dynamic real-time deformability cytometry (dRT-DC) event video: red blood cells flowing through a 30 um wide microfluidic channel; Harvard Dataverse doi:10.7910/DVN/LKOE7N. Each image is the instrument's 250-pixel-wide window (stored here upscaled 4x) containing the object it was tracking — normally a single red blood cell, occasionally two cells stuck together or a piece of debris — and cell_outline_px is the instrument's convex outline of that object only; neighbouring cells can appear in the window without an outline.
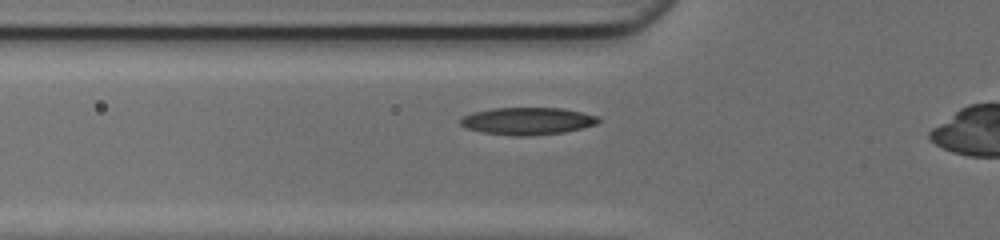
{"species": "common noctule bat (a hibernating species)", "species_latin": "Nyctalus noctula", "temperature_condition": "cold", "stored_images_in_passage": 35, "camera_frame_rate_fps": 3000, "um_per_image_px": 0.085, "animal": {"sex": "female", "body_mass_g": 17.0, "forearm_length_mm": 48.0}, "frame": {"image": 1, "passage_image": 9, "time_ms": 2.667, "image_size_px": [1000, 240], "cell_outline_px": [[600, 120], [596, 124], [564, 132], [528, 136], [512, 136], [480, 132], [468, 128], [460, 124], [460, 120], [464, 116], [472, 112], [492, 108], [560, 108], [600, 116]], "centroid_in_image_um": [44.82, 10.29], "position_along_channel_um": 81.0, "area_um2": 21.91}}
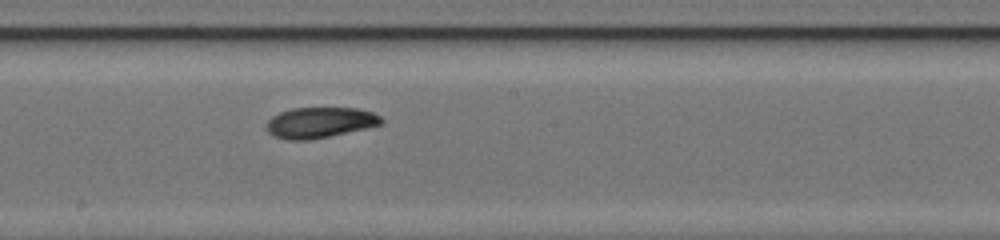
{"frame": {"image": 2, "passage_image": 19, "time_ms": 6.0, "image_size_px": [1000, 240], "cell_outline_px": [[384, 124], [328, 136], [308, 140], [288, 140], [272, 136], [264, 128], [268, 120], [272, 116], [280, 112], [292, 108], [356, 108], [372, 112], [380, 116], [384, 120]], "centroid_in_image_um": [27.16, 10.41], "position_along_channel_um": 221.0, "area_um2": 20.58}}
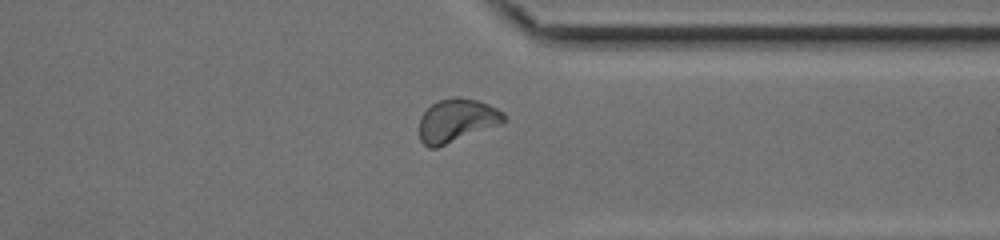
{"frame": {"image": 3, "passage_image": 30, "time_ms": 9.667, "image_size_px": [1000, 240], "cell_outline_px": [[504, 124], [436, 148], [428, 148], [420, 140], [420, 116], [432, 104], [440, 100], [456, 96], [460, 96], [476, 100], [488, 104], [504, 112]], "centroid_in_image_um": [38.84, 10.25], "position_along_channel_um": 372.6, "area_um2": 21.5}, "authors_computed_cell_mechanics": {"area_um2": 20.4612, "velocity_mm_per_s": 4.188, "shape_relaxation_time_tau1_ms": 7.666, "shape_relaxation_time_tau2_ms": 3.5125, "deformation_change_tau1": 0.1753, "deformation_change_tau2": 0.0773}}